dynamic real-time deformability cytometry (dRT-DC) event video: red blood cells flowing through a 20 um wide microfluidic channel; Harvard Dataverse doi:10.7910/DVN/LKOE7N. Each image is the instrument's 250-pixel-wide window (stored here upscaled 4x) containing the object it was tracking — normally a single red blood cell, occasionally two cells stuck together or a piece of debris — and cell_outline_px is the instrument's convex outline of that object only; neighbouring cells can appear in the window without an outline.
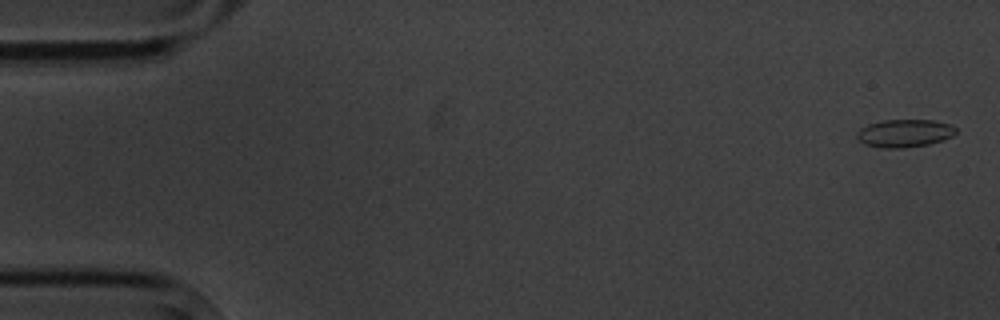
{"species": "common noctule bat (a hibernating species)", "species_latin": "Nyctalus noctula", "temperature_condition": "cold", "stored_images_in_passage": 6, "camera_frame_rate_fps": 3000, "um_per_image_px": 0.085, "animal": {"sex": "male", "body_mass_g": 20.1, "forearm_length_mm": 53.5}, "frame": {"image": 1, "passage_image": 1, "time_ms": 0.0, "image_size_px": [1000, 320], "cell_outline_px": [[956, 132], [952, 136], [944, 140], [928, 144], [904, 148], [880, 148], [864, 144], [856, 136], [856, 132], [860, 128], [868, 124], [884, 120], [932, 120], [952, 124], [956, 128]], "centroid_in_image_um": [76.89, 11.32], "position_along_channel_um": 8.1, "area_um2": 16.18}}
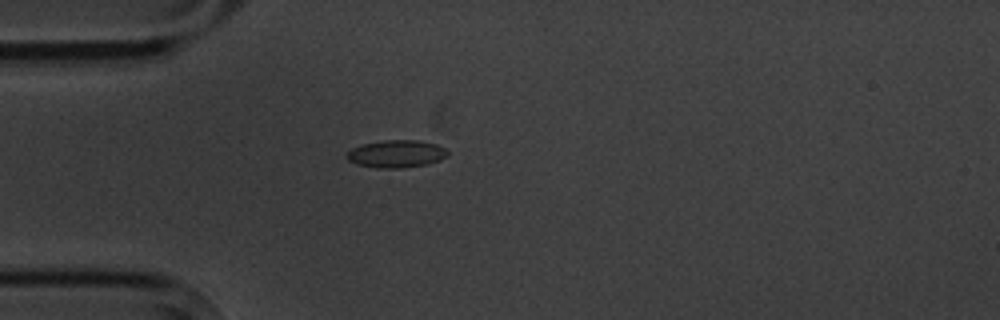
{"frame": {"image": 2, "passage_image": 5, "time_ms": 4.667, "image_size_px": [1000, 320], "cell_outline_px": [[448, 156], [440, 160], [428, 164], [400, 168], [376, 168], [356, 164], [348, 160], [344, 156], [352, 148], [364, 144], [384, 140], [416, 140], [436, 144], [444, 148], [448, 152]], "centroid_in_image_um": [33.68, 13.08], "position_along_channel_um": 51.3, "area_um2": 16.18}}